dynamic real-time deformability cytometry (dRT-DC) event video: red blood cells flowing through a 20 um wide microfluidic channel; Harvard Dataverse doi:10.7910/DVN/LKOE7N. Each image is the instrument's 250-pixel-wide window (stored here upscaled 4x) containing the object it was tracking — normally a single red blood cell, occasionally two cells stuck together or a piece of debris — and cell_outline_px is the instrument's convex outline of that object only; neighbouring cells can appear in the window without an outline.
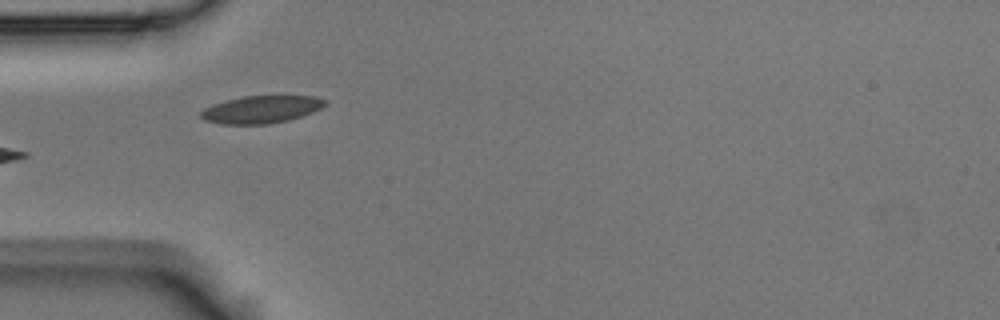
{"species": "Egyptian fruit bat (a non-hibernating species)", "species_latin": "Rousettus aegyptiacus", "temperature_condition": "room temperature", "stored_images_in_passage": 6, "camera_frame_rate_fps": 3000, "um_per_image_px": 0.085, "animal": {"sex": "male"}, "frame": {"image": 1, "passage_image": 5, "time_ms": 1.333, "image_size_px": [1000, 320], "cell_outline_px": [[328, 104], [312, 112], [288, 120], [268, 124], [220, 124], [204, 120], [200, 116], [200, 112], [204, 108], [212, 104], [244, 96], [316, 96], [328, 100]], "centroid_in_image_um": [22.21, 9.3], "position_along_channel_um": 62.8, "area_um2": 19.88}}
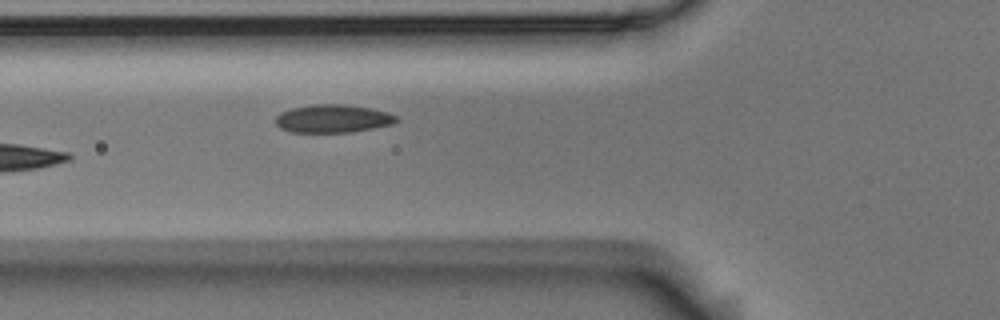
{"frame": {"image": 2, "passage_image": 6, "time_ms": 1.667, "image_size_px": [1000, 320], "cell_outline_px": [[400, 120], [392, 124], [352, 132], [288, 132], [280, 128], [276, 124], [276, 116], [280, 112], [292, 108], [316, 104], [344, 104], [372, 108], [388, 112], [396, 116]], "centroid_in_image_um": [28.3, 10.08], "position_along_channel_um": 97.5, "area_um2": 19.83}}